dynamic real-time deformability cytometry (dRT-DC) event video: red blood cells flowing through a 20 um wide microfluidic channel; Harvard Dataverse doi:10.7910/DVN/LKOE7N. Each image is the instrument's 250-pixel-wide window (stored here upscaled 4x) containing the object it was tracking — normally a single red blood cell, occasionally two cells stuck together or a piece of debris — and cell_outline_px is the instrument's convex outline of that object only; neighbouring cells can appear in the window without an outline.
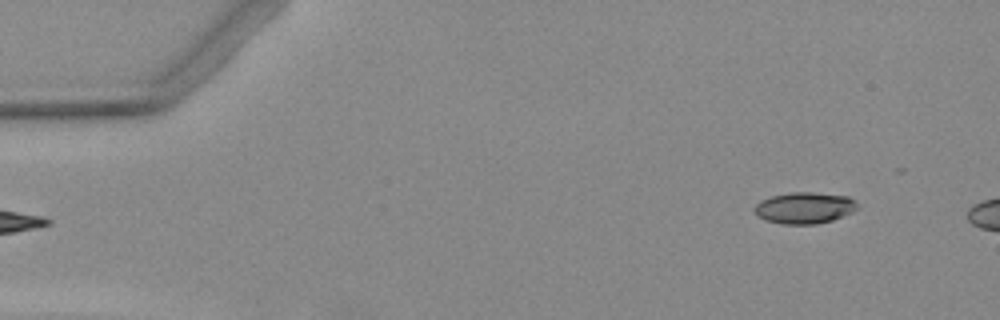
{"species": "Egyptian fruit bat (a non-hibernating species)", "species_latin": "Rousettus aegyptiacus", "temperature_condition": "warm", "stored_images_in_passage": 4, "segment_of_instrument_passage": [2, 2], "camera_frame_rate_fps": 3000, "um_per_image_px": 0.085, "animal": {"sex": "female"}, "frame": {"image": 1, "passage_image": 4, "time_ms": 4.0, "image_size_px": [1000, 320], "cell_outline_px": [[856, 208], [852, 212], [832, 220], [816, 224], [784, 224], [764, 220], [756, 216], [752, 208], [760, 200], [772, 196], [792, 192], [812, 192], [848, 196], [856, 204]], "centroid_in_image_um": [68.31, 17.67], "position_along_channel_um": 16.7, "area_um2": 18.79}}